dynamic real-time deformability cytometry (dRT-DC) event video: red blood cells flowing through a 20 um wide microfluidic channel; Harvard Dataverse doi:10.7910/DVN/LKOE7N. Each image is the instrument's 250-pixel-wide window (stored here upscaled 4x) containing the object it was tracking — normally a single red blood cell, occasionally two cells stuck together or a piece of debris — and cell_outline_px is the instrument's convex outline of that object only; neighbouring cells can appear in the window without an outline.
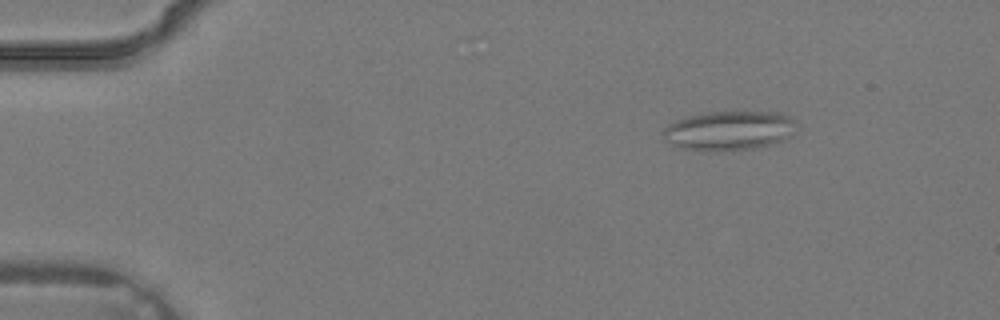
{"species": "common noctule bat (a hibernating species)", "species_latin": "Nyctalus noctula", "temperature_condition": "warm", "stored_images_in_passage": 4, "camera_frame_rate_fps": 3000, "um_per_image_px": 0.085, "animal": {"sex": "male", "body_mass_g": 19.2, "forearm_length_mm": 51.8}, "frame": {"image": 1, "passage_image": 2, "time_ms": 0.333, "image_size_px": [1000, 320], "cell_outline_px": [[792, 136], [784, 140], [756, 148], [716, 152], [684, 148], [664, 140], [664, 128], [668, 124], [676, 120], [688, 116], [708, 112], [780, 112], [788, 116], [792, 120]], "centroid_in_image_um": [61.95, 11.11], "position_along_channel_um": 23.0, "area_um2": 30.29}}